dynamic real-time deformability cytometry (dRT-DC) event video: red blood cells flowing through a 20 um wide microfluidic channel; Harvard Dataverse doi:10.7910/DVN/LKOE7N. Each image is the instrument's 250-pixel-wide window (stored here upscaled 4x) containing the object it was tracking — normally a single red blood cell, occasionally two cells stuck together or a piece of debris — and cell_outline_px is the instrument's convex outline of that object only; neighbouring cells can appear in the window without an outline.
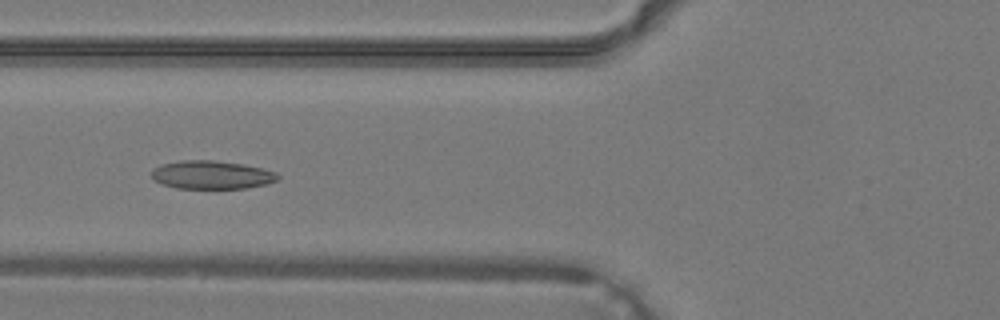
{"species": "common noctule bat (a hibernating species)", "species_latin": "Nyctalus noctula", "temperature_condition": "warm", "stored_images_in_passage": 38, "camera_frame_rate_fps": 3000, "um_per_image_px": 0.085, "animal": {"sex": "male", "body_mass_g": 19.2, "forearm_length_mm": 51.8}, "frame": {"image": 1, "passage_image": 14, "time_ms": 4.333, "image_size_px": [1000, 320], "cell_outline_px": [[280, 176], [276, 180], [264, 184], [244, 188], [176, 188], [152, 180], [152, 168], [164, 164], [180, 160], [212, 160], [244, 164], [276, 172]], "centroid_in_image_um": [17.96, 14.85], "position_along_channel_um": 107.8, "area_um2": 20.63}}
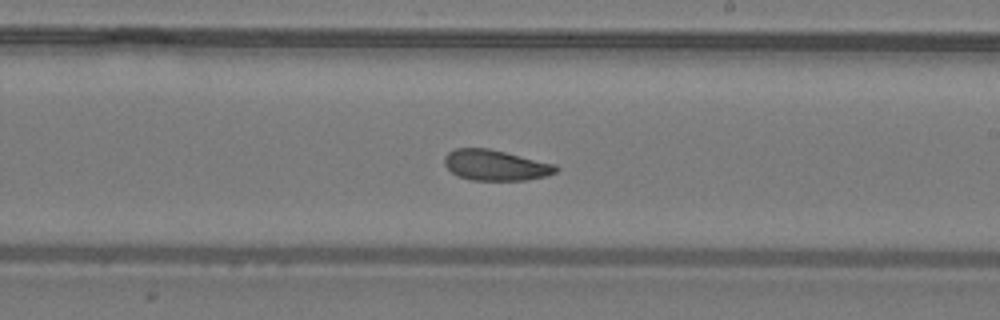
{"frame": {"image": 2, "passage_image": 22, "time_ms": 7.0, "image_size_px": [1000, 320], "cell_outline_px": [[560, 168], [556, 172], [548, 176], [528, 180], [472, 180], [460, 176], [452, 172], [444, 164], [444, 156], [448, 152], [456, 148], [488, 148], [556, 164]], "centroid_in_image_um": [42.15, 14.04], "position_along_channel_um": 246.8, "area_um2": 19.94}}
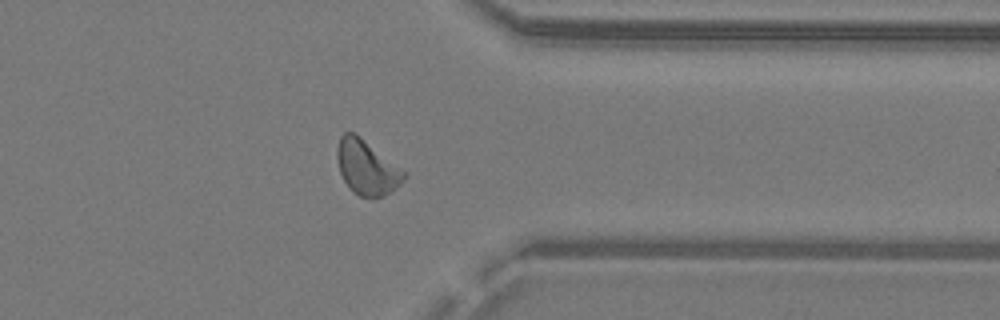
{"frame": {"image": 3, "passage_image": 30, "time_ms": 9.667, "image_size_px": [1000, 320], "cell_outline_px": [[408, 176], [400, 184], [388, 192], [372, 200], [360, 196], [352, 192], [344, 180], [340, 172], [336, 156], [336, 152], [340, 136], [344, 132], [352, 132], [360, 136], [408, 172]], "centroid_in_image_um": [31.19, 14.23], "position_along_channel_um": 380.2, "area_um2": 21.5}}